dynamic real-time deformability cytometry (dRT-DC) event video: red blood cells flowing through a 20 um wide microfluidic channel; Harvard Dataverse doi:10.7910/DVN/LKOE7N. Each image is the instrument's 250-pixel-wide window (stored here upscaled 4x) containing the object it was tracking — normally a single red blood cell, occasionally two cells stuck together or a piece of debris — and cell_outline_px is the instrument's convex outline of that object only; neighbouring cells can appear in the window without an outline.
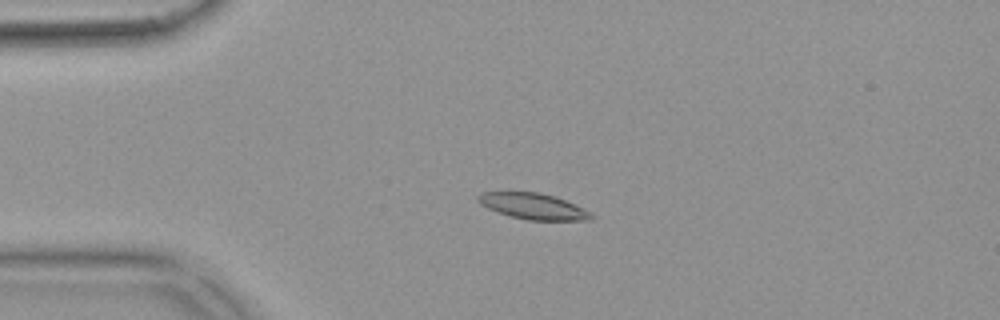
{"species": "common noctule bat (a hibernating species)", "species_latin": "Nyctalus noctula", "temperature_condition": "warm", "stored_images_in_passage": 55, "camera_frame_rate_fps": 3000, "um_per_image_px": 0.085, "animal": {"sex": "female", "body_mass_g": 18.4}, "frame": {"image": 1, "passage_image": 13, "time_ms": 4.0, "image_size_px": [1000, 320], "cell_outline_px": [[596, 216], [592, 220], [528, 220], [508, 216], [496, 212], [480, 204], [476, 200], [476, 196], [480, 192], [508, 188], [540, 192], [556, 196]], "centroid_in_image_um": [45.16, 17.46], "position_along_channel_um": 39.8, "area_um2": 18.03}}
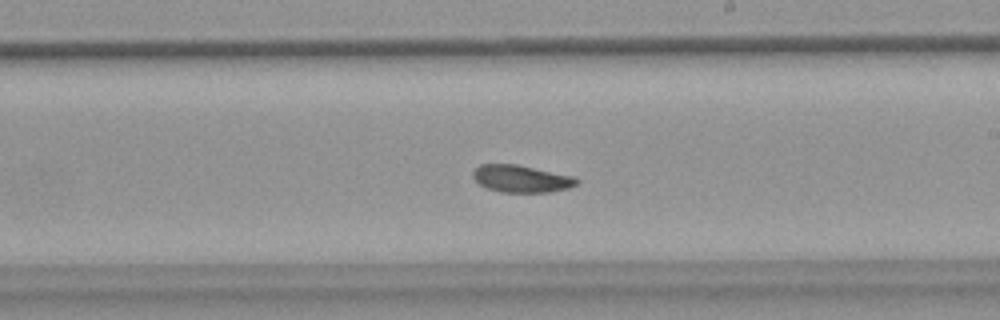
{"frame": {"image": 2, "passage_image": 32, "time_ms": 10.333, "image_size_px": [1000, 320], "cell_outline_px": [[580, 180], [576, 184], [568, 188], [548, 192], [500, 192], [488, 188], [480, 184], [472, 176], [472, 172], [480, 164], [516, 164], [572, 176]], "centroid_in_image_um": [44.29, 15.19], "position_along_channel_um": 244.7, "area_um2": 16.24}}
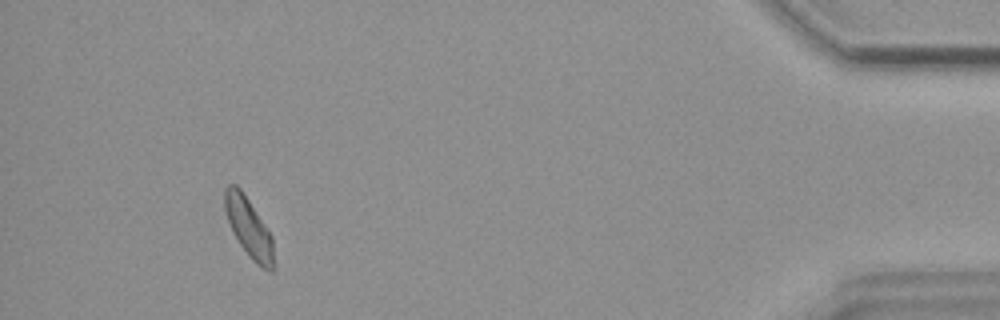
{"frame": {"image": 3, "passage_image": 51, "time_ms": 16.667, "image_size_px": [1000, 320], "cell_outline_px": [[272, 272], [260, 268], [248, 256], [232, 232], [224, 212], [224, 188], [228, 184], [236, 184], [240, 188], [272, 236]], "centroid_in_image_um": [21.09, 19.32], "position_along_channel_um": 414.1, "area_um2": 16.76}, "authors_computed_cell_mechanics": {"area_um2": 16.9932, "velocity_mm_per_s": 3.6968, "shape_relaxation_time_tau1_ms": 4.3628, "shape_relaxation_time_tau2_ms": null, "deformation_change_tau1": 0.1037, "deformation_change_tau2": null}}